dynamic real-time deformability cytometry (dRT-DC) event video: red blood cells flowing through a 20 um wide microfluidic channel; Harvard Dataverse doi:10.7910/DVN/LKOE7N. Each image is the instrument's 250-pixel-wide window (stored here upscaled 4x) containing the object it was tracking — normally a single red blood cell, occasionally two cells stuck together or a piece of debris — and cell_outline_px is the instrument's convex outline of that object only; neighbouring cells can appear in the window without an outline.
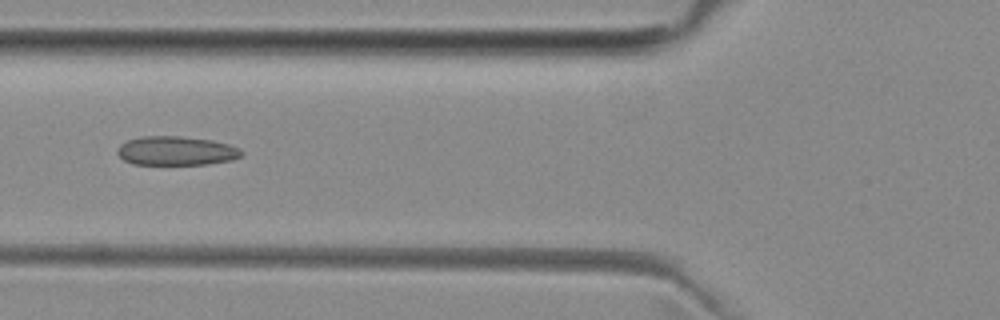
{"species": "common noctule bat (a hibernating species)", "species_latin": "Nyctalus noctula", "temperature_condition": "room temperature", "stored_images_in_passage": 6, "camera_frame_rate_fps": 3000, "um_per_image_px": 0.085, "animal": {"sex": "female", "body_mass_g": 29.2, "forearm_length_mm": 56.3}, "frame": {"image": 1, "passage_image": 5, "time_ms": 4.667, "image_size_px": [1000, 320], "cell_outline_px": [[244, 156], [232, 160], [208, 164], [132, 164], [124, 160], [116, 152], [120, 144], [128, 140], [140, 136], [180, 136], [212, 140], [228, 144], [240, 148], [244, 152]], "centroid_in_image_um": [15.01, 12.82], "position_along_channel_um": 110.8, "area_um2": 21.15}}
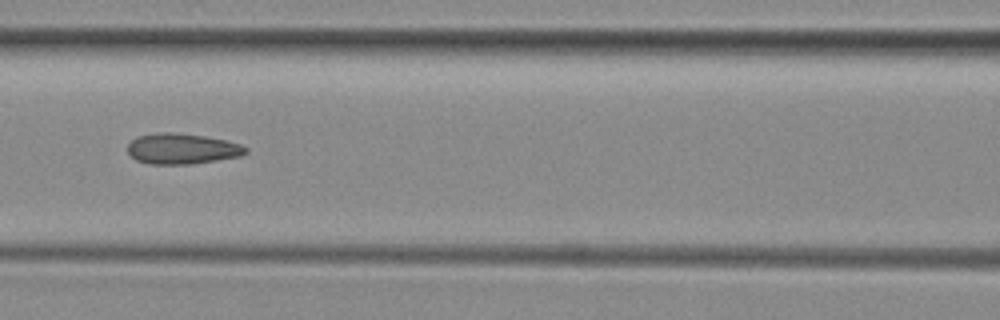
{"frame": {"image": 2, "passage_image": 6, "time_ms": 5.667, "image_size_px": [1000, 320], "cell_outline_px": [[248, 152], [240, 156], [192, 164], [148, 164], [136, 160], [128, 152], [128, 144], [136, 136], [156, 132], [172, 132], [204, 136], [224, 140], [240, 144], [248, 148]], "centroid_in_image_um": [15.45, 12.64], "position_along_channel_um": 151.2, "area_um2": 21.1}}